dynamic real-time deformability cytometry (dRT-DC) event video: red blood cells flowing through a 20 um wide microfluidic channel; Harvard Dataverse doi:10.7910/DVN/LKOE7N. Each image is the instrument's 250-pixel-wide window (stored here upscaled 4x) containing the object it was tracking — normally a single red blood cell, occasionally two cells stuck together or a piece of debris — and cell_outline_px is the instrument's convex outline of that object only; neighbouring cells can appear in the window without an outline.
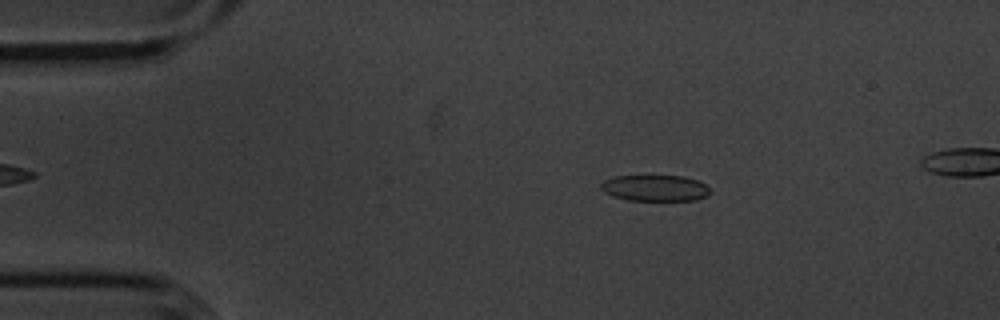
{"species": "common noctule bat (a hibernating species)", "species_latin": "Nyctalus noctula", "temperature_condition": "cold", "stored_images_in_passage": 52, "camera_frame_rate_fps": 3000, "um_per_image_px": 0.085, "animal": {"sex": "male", "body_mass_g": 20.1, "forearm_length_mm": 53.5}, "frame": {"image": 1, "passage_image": 9, "time_ms": 2.667, "image_size_px": [1000, 320], "cell_outline_px": [[708, 196], [696, 200], [628, 200], [612, 196], [604, 192], [600, 188], [600, 184], [604, 180], [612, 176], [684, 176], [696, 180], [704, 184], [708, 188]], "centroid_in_image_um": [55.63, 15.98], "position_along_channel_um": 29.4, "area_um2": 16.59}}
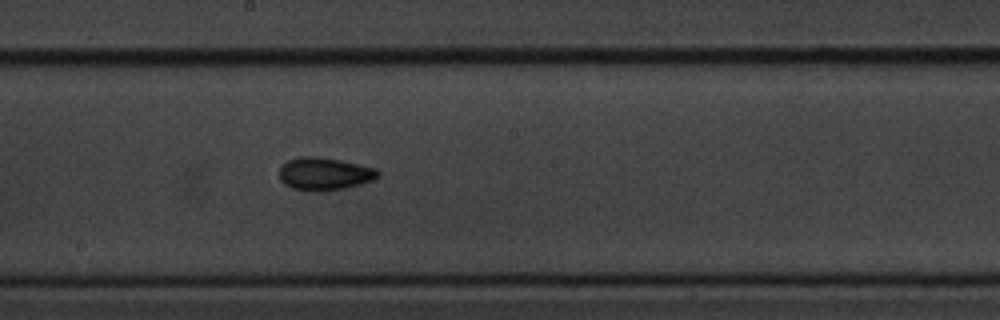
{"frame": {"image": 2, "passage_image": 29, "time_ms": 9.333, "image_size_px": [1000, 320], "cell_outline_px": [[380, 172], [372, 180], [360, 184], [344, 188], [292, 188], [284, 184], [280, 180], [280, 168], [288, 160], [300, 156], [316, 156], [340, 160], [376, 168]], "centroid_in_image_um": [27.58, 14.72], "position_along_channel_um": 220.6, "area_um2": 17.92}}
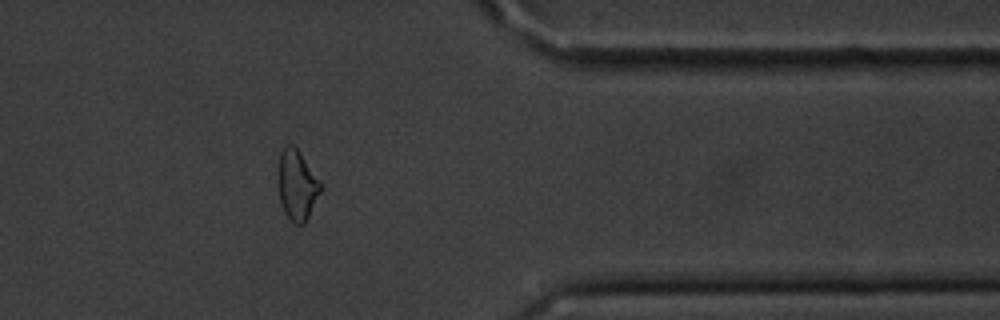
{"frame": {"image": 3, "passage_image": 44, "time_ms": 14.333, "image_size_px": [1000, 320], "cell_outline_px": [[324, 188], [304, 224], [292, 224], [284, 212], [280, 200], [276, 180], [276, 176], [280, 152], [288, 144], [292, 144], [300, 152], [320, 180]], "centroid_in_image_um": [25.24, 15.74], "position_along_channel_um": 386.2, "area_um2": 17.92}}